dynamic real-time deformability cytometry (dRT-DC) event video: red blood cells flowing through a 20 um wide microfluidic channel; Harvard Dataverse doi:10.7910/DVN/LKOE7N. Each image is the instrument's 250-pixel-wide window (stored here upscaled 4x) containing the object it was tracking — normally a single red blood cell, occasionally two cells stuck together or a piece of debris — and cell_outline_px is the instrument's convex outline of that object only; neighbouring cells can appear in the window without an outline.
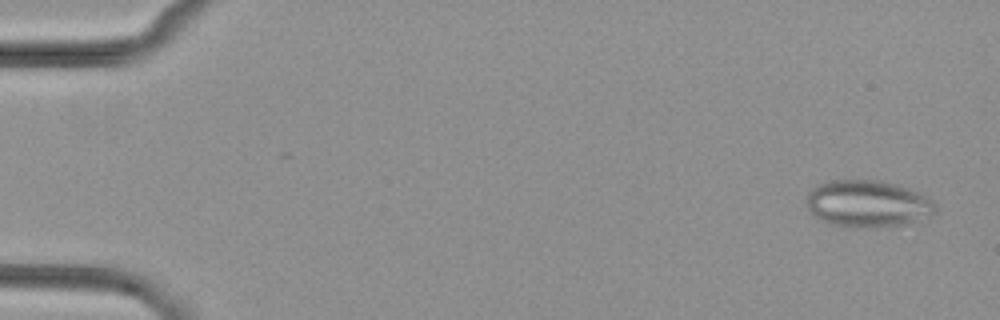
{"species": "common noctule bat (a hibernating species)", "species_latin": "Nyctalus noctula", "temperature_condition": "cold", "stored_images_in_passage": 5, "camera_frame_rate_fps": 3000, "um_per_image_px": 0.085, "animal": {"sex": "female", "body_mass_g": 29.2, "forearm_length_mm": 56.3}, "frame": {"image": 1, "passage_image": 1, "time_ms": 0.0, "image_size_px": [1000, 320], "cell_outline_px": [[936, 212], [928, 216], [904, 224], [876, 228], [852, 228], [828, 224], [816, 216], [808, 208], [808, 192], [816, 184], [832, 180], [880, 180], [896, 184], [908, 188], [932, 200], [936, 204]], "centroid_in_image_um": [73.74, 17.32], "position_along_channel_um": 11.3, "area_um2": 35.32}}